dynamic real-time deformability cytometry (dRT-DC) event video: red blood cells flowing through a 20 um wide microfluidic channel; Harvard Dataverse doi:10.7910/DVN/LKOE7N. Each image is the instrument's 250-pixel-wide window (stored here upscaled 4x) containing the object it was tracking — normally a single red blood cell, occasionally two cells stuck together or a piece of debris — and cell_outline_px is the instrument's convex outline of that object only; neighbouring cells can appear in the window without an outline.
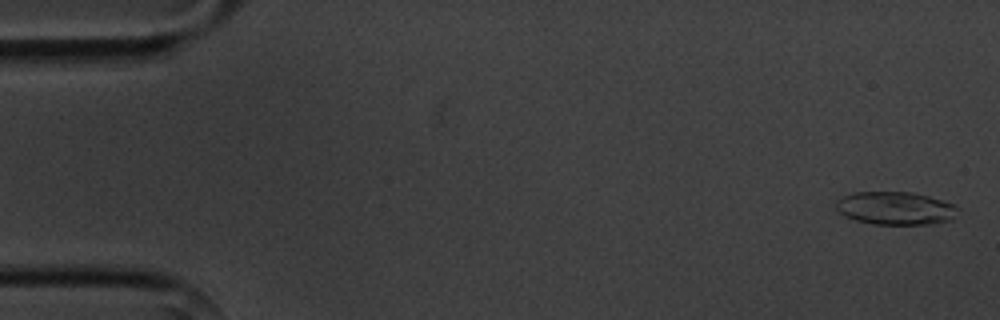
{"species": "common noctule bat (a hibernating species)", "species_latin": "Nyctalus noctula", "temperature_condition": "cold", "stored_images_in_passage": 4, "camera_frame_rate_fps": 3000, "um_per_image_px": 0.085, "animal": {"sex": "male", "body_mass_g": 20.1, "forearm_length_mm": 53.5}, "frame": {"image": 1, "passage_image": 1, "time_ms": 0.0, "image_size_px": [1000, 320], "cell_outline_px": [[956, 208], [952, 220], [932, 224], [872, 224], [856, 220], [844, 216], [836, 208], [836, 200], [852, 192], [912, 192], [928, 196], [952, 204]], "centroid_in_image_um": [76.06, 17.7], "position_along_channel_um": 8.9, "area_um2": 23.24}}